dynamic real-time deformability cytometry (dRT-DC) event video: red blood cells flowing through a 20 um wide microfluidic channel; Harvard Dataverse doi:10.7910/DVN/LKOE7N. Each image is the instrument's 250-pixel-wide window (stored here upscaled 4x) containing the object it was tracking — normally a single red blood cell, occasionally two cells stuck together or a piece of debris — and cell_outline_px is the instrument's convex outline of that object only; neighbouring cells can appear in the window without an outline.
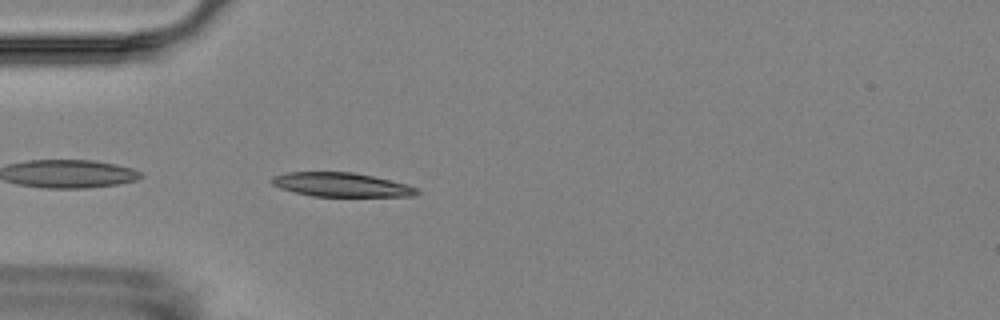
{"species": "Egyptian fruit bat (a non-hibernating species)", "species_latin": "Rousettus aegyptiacus", "temperature_condition": "room temperature", "stored_images_in_passage": 4, "camera_frame_rate_fps": 3000, "um_per_image_px": 0.085, "animal": {"sex": "female"}, "frame": {"image": 1, "passage_image": 4, "time_ms": 3.333, "image_size_px": [1000, 320], "cell_outline_px": [[420, 192], [416, 196], [312, 196], [280, 188], [272, 184], [268, 180], [272, 176], [288, 172], [352, 172], [372, 176], [408, 184], [416, 188]], "centroid_in_image_um": [28.99, 15.7], "position_along_channel_um": 56.0, "area_um2": 20.29}}